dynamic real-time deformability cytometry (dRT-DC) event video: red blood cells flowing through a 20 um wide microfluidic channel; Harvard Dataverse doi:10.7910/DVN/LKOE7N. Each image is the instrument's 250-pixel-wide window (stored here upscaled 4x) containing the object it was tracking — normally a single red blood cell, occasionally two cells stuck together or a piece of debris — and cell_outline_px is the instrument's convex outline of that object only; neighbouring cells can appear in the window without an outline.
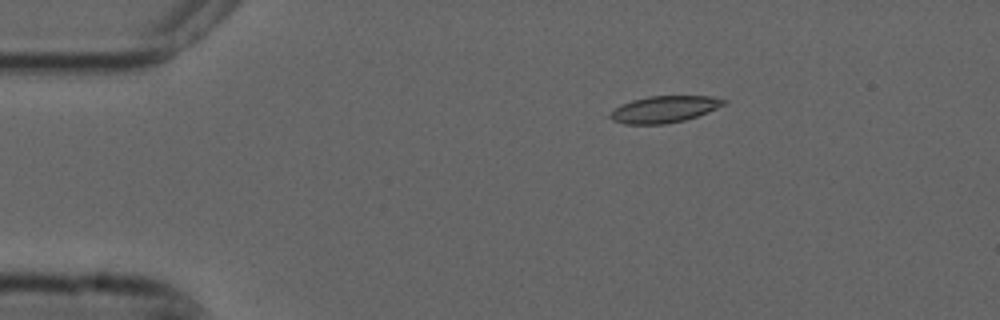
{"species": "common noctule bat (a hibernating species)", "species_latin": "Nyctalus noctula", "temperature_condition": "cold", "stored_images_in_passage": 10, "camera_frame_rate_fps": 3000, "um_per_image_px": 0.085, "animal": {"sex": "male", "forearm_length_mm": 52.5}, "frame": {"image": 1, "passage_image": 2, "time_ms": 0.333, "image_size_px": [1000, 320], "cell_outline_px": [[728, 100], [724, 104], [708, 112], [684, 120], [664, 124], [624, 124], [612, 120], [604, 116], [620, 104], [632, 100], [648, 96], [712, 96]], "centroid_in_image_um": [56.39, 9.29], "position_along_channel_um": 28.6, "area_um2": 17.8}}
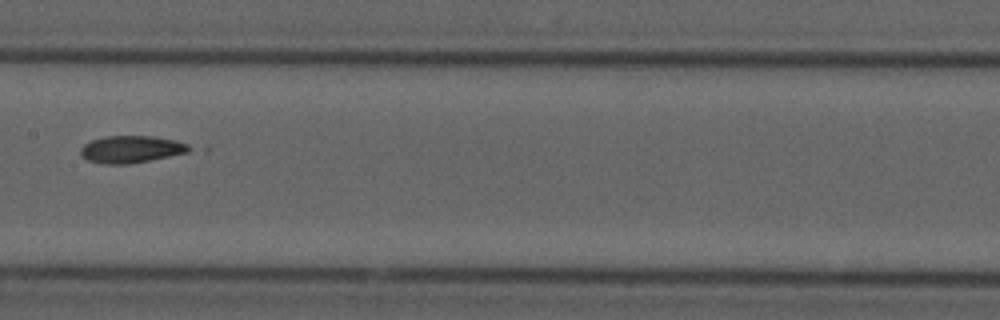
{"frame": {"image": 2, "passage_image": 7, "time_ms": 2.0, "image_size_px": [1000, 320], "cell_outline_px": [[196, 148], [188, 152], [128, 164], [104, 164], [88, 160], [80, 156], [80, 148], [84, 144], [92, 140], [108, 136], [152, 136], [176, 140], [188, 144]], "centroid_in_image_um": [11.16, 12.68], "position_along_channel_um": 196.2, "area_um2": 17.17}}
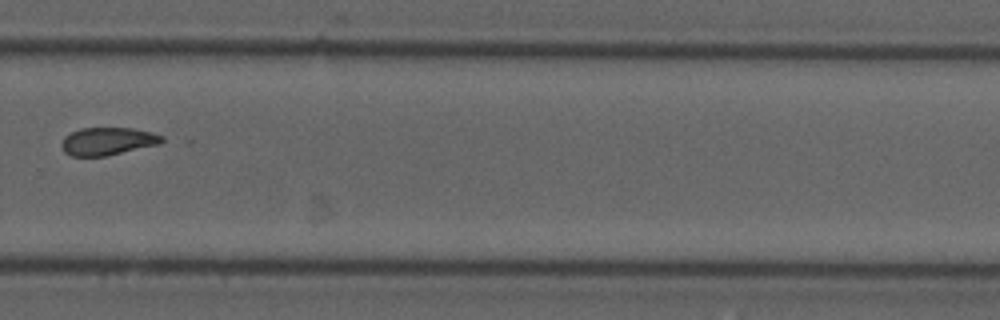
{"frame": {"image": 3, "passage_image": 10, "time_ms": 3.0, "image_size_px": [1000, 320], "cell_outline_px": [[164, 140], [160, 144], [104, 156], [72, 156], [64, 152], [60, 144], [64, 136], [80, 128], [132, 128], [152, 132], [164, 136]], "centroid_in_image_um": [9.15, 12.0], "position_along_channel_um": 320.7, "area_um2": 16.24}}